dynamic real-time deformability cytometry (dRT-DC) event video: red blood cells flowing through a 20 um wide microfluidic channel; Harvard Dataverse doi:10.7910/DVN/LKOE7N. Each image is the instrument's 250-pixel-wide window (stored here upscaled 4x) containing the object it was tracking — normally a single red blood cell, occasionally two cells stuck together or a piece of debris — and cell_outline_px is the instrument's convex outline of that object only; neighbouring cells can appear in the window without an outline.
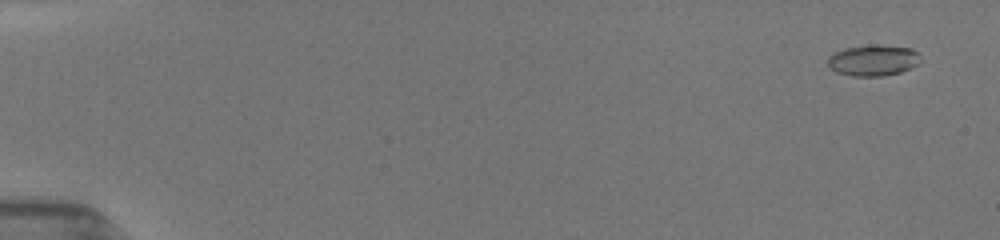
{"species": "common noctule bat (a hibernating species)", "species_latin": "Nyctalus noctula", "temperature_condition": "room temperature", "stored_images_in_passage": 38, "camera_frame_rate_fps": 3000, "um_per_image_px": 0.085, "animal": {"sex": "female", "body_mass_g": 19.5, "forearm_length_mm": 54.1}, "frame": {"image": 1, "passage_image": 2, "time_ms": 0.667, "image_size_px": [1000, 240], "cell_outline_px": [[924, 60], [920, 64], [912, 68], [900, 72], [884, 76], [852, 76], [836, 72], [828, 64], [828, 56], [832, 52], [844, 48], [868, 44], [880, 44], [912, 48]], "centroid_in_image_um": [74.26, 5.11], "position_along_channel_um": 10.7, "area_um2": 17.28}}
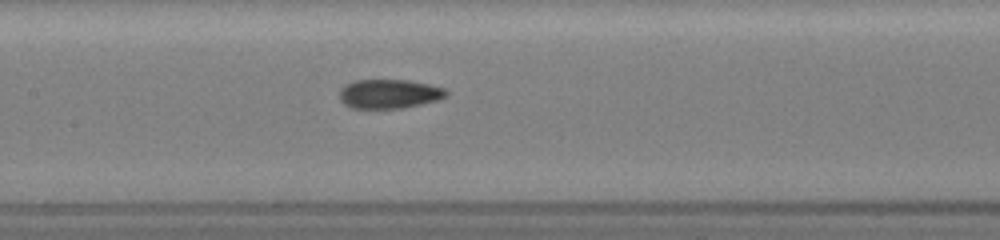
{"frame": {"image": 2, "passage_image": 21, "time_ms": 8.667, "image_size_px": [1000, 240], "cell_outline_px": [[448, 92], [444, 96], [436, 100], [404, 108], [352, 108], [344, 104], [340, 100], [340, 88], [344, 84], [352, 80], [408, 80], [428, 84], [444, 88]], "centroid_in_image_um": [33.02, 7.97], "position_along_channel_um": 174.4, "area_um2": 18.09}}
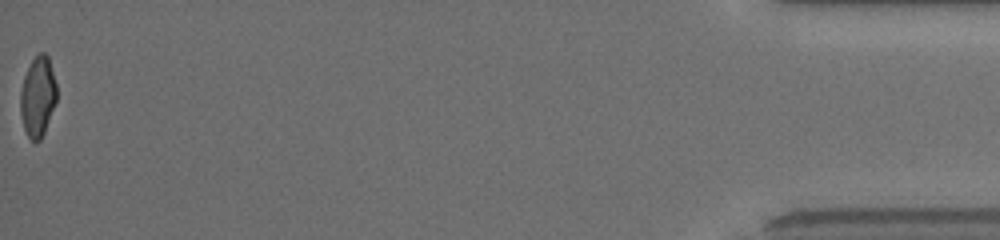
{"frame": {"image": 3, "passage_image": 38, "time_ms": 17.333, "image_size_px": [1000, 240], "cell_outline_px": [[56, 100], [44, 132], [40, 140], [36, 144], [28, 136], [24, 128], [20, 112], [20, 92], [24, 76], [32, 60], [40, 52], [44, 52], [48, 56], [56, 84]], "centroid_in_image_um": [3.2, 8.22], "position_along_channel_um": 432.0, "area_um2": 16.76}, "authors_computed_cell_mechanics": {"area_um2": 17.4267, "velocity_mm_per_s": 3.9946, "shape_relaxation_time_tau1_ms": 7.7691, "shape_relaxation_time_tau2_ms": 1.3224, "deformation_change_tau1": 0.199, "deformation_change_tau2": 0.0664}}